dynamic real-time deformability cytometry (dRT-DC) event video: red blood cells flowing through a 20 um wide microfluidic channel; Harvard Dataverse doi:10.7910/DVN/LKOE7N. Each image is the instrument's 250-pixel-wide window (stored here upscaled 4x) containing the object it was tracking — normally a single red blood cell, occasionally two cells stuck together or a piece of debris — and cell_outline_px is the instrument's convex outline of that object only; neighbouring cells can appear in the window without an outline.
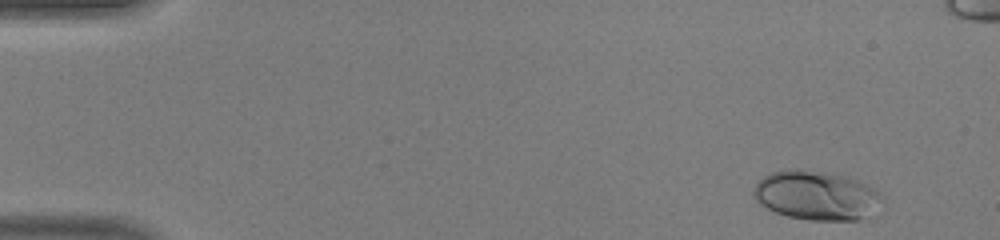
{"species": "human", "species_latin": "Homo sapiens", "temperature_condition": "warm", "stored_images_in_passage": 45, "camera_frame_rate_fps": 3000, "um_per_image_px": 0.085, "donor": {"sex": "male"}, "frame": {"image": 1, "passage_image": 2, "time_ms": 0.333, "image_size_px": [1000, 240], "cell_outline_px": [[860, 216], [856, 220], [812, 220], [788, 216], [776, 212], [768, 208], [756, 196], [756, 184], [760, 180], [776, 172], [804, 172], [844, 180], [856, 184], [860, 188]], "centroid_in_image_um": [68.85, 16.69], "position_along_channel_um": 16.1, "area_um2": 29.82}}
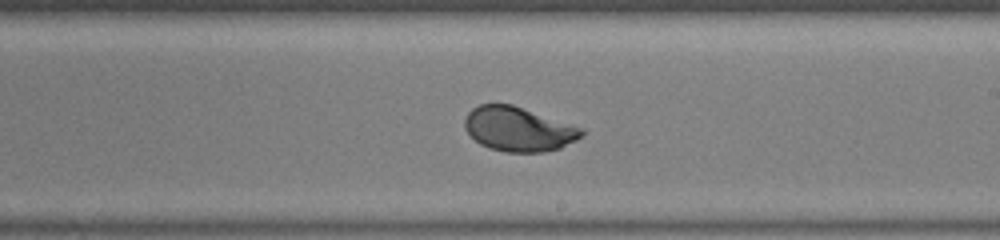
{"frame": {"image": 2, "passage_image": 26, "time_ms": 8.333, "image_size_px": [1000, 240], "cell_outline_px": [[584, 132], [576, 140], [560, 148], [544, 152], [508, 152], [488, 148], [480, 144], [464, 128], [464, 120], [468, 112], [472, 108], [480, 104], [512, 104], [584, 128]], "centroid_in_image_um": [44.06, 10.97], "position_along_channel_um": 244.9, "area_um2": 30.17}}
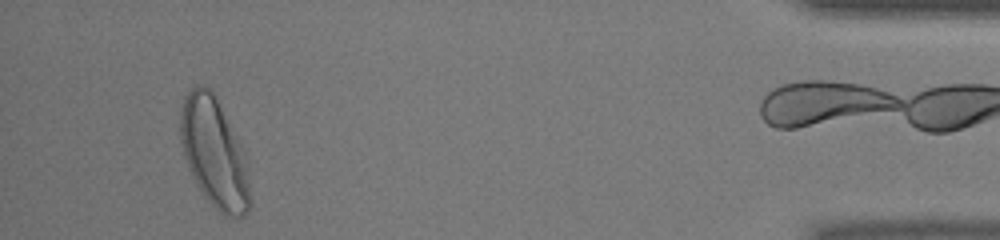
{"frame": {"image": 3, "passage_image": 42, "time_ms": 13.667, "image_size_px": [1000, 240], "cell_outline_px": [[248, 208], [244, 216], [224, 216], [204, 196], [184, 156], [180, 140], [180, 112], [184, 96], [196, 84], [200, 84], [208, 88], [212, 92], [244, 156], [248, 188]], "centroid_in_image_um": [18.13, 12.97], "position_along_channel_um": 417.1, "area_um2": 42.37}, "authors_computed_cell_mechanics": {"area_um2": 30.345, "velocity_mm_per_s": 4.477, "shape_relaxation_time_tau1_ms": 2.2181, "shape_relaxation_time_tau2_ms": null, "deformation_change_tau1": 0.1642, "deformation_change_tau2": null}}